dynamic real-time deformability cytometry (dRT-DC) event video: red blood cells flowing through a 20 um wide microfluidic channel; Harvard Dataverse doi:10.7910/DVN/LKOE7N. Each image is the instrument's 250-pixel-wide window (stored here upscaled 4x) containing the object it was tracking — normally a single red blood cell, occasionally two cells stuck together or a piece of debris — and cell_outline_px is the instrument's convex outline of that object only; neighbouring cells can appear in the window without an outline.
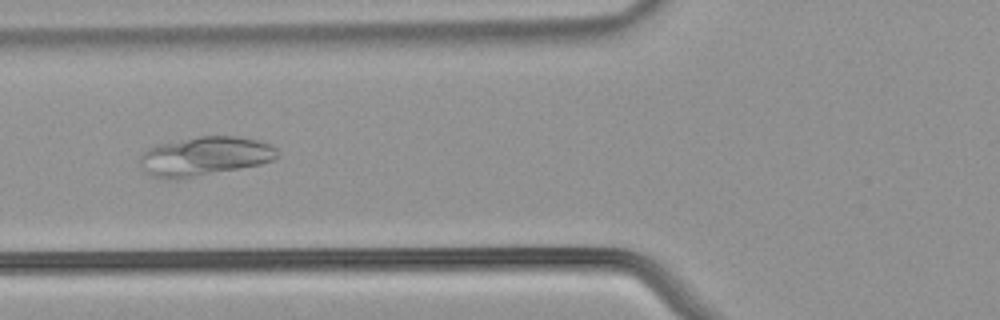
{"species": "common noctule bat (a hibernating species)", "species_latin": "Nyctalus noctula", "temperature_condition": "warm", "stored_images_in_passage": 55, "camera_frame_rate_fps": 3000, "um_per_image_px": 0.085, "animal": {"sex": "male", "body_mass_g": 21.5, "forearm_length_mm": 52.0}, "frame": {"image": 1, "passage_image": 24, "time_ms": 7.667, "image_size_px": [1000, 320], "cell_outline_px": [[280, 156], [272, 160], [260, 164], [176, 180], [172, 180], [152, 176], [140, 164], [140, 160], [144, 152], [148, 148], [160, 144], [200, 136], [236, 136], [256, 140], [272, 144], [276, 148]], "centroid_in_image_um": [17.44, 13.28], "position_along_channel_um": 108.4, "area_um2": 30.92}}
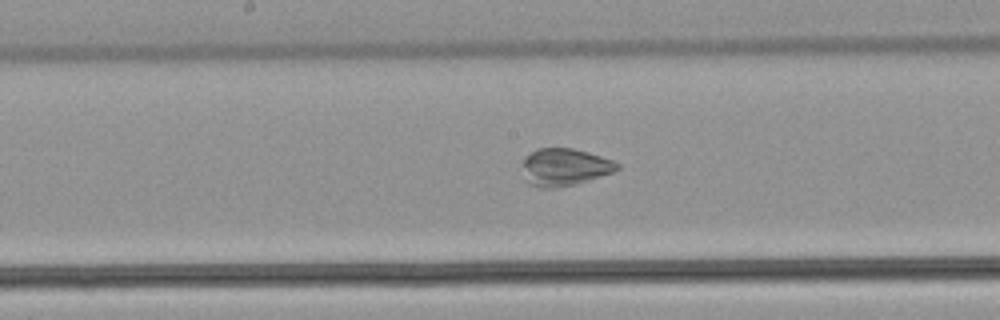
{"frame": {"image": 2, "passage_image": 31, "time_ms": 10.0, "image_size_px": [1000, 320], "cell_outline_px": [[620, 168], [612, 172], [588, 180], [556, 188], [540, 188], [528, 184], [524, 180], [524, 156], [536, 148], [572, 148], [588, 152], [612, 160], [620, 164]], "centroid_in_image_um": [47.95, 14.2], "position_along_channel_um": 200.2, "area_um2": 20.58}}
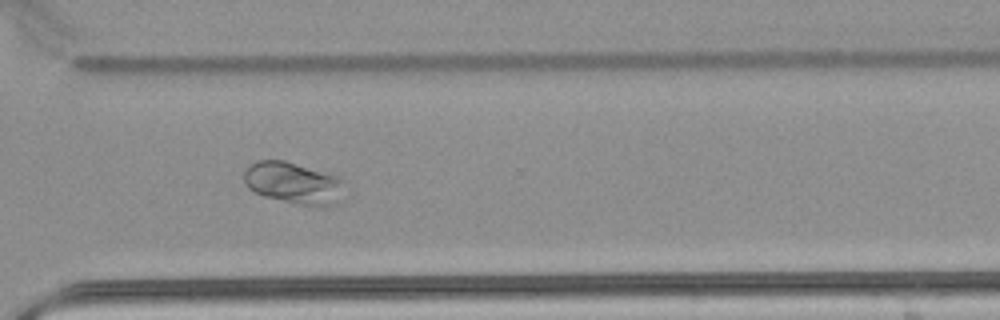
{"frame": {"image": 3, "passage_image": 42, "time_ms": 13.667, "image_size_px": [1000, 320], "cell_outline_px": [[340, 200], [332, 204], [300, 204], [264, 196], [248, 188], [244, 184], [244, 172], [252, 164], [260, 160], [284, 160], [340, 176]], "centroid_in_image_um": [24.88, 15.52], "position_along_channel_um": 345.7, "area_um2": 23.64}}